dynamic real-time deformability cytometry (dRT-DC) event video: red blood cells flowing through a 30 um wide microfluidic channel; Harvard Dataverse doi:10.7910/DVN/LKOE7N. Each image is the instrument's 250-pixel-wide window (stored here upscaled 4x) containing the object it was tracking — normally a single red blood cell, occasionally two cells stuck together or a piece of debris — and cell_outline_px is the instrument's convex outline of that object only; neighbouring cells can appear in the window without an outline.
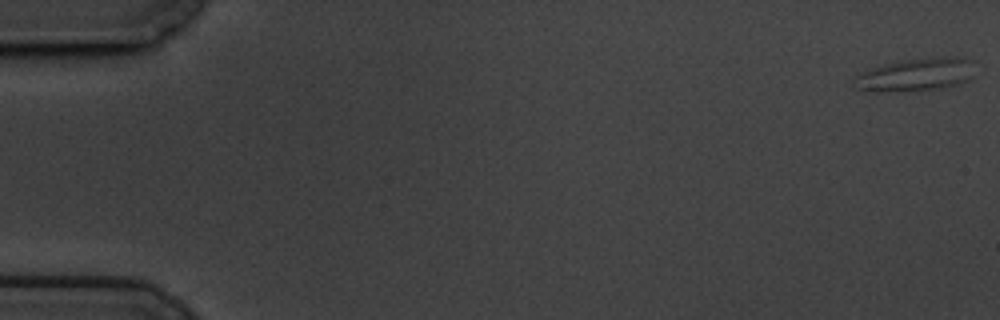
{"species": "common noctule bat (a hibernating species)", "species_latin": "Nyctalus noctula", "temperature_condition": "cold", "stored_images_in_passage": 48, "camera_frame_rate_fps": 3000, "um_per_image_px": 0.085, "animal": {"sex": "male", "body_mass_g": 19.5, "forearm_length_mm": 54.6}, "frame": {"image": 1, "passage_image": 1, "time_ms": 0.0, "image_size_px": [1000, 320], "cell_outline_px": [[972, 76], [968, 80], [956, 84], [940, 88], [876, 92], [868, 92], [856, 88], [852, 84], [856, 76], [860, 72], [868, 68], [908, 60], [936, 56], [956, 56], [964, 60]], "centroid_in_image_um": [77.68, 6.36], "position_along_channel_um": 7.3, "area_um2": 22.43}}
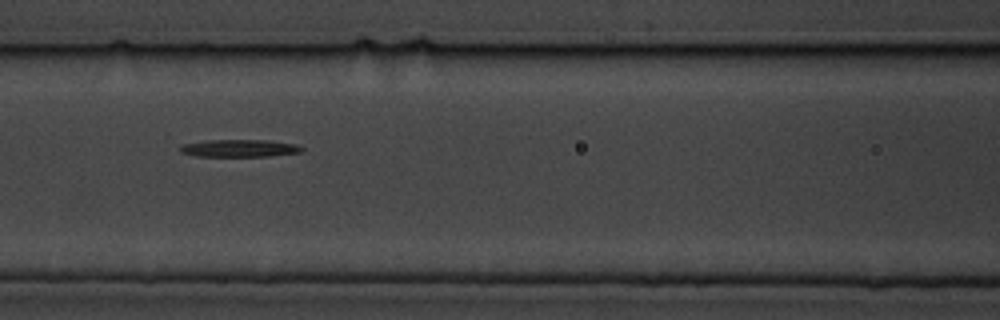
{"frame": {"image": 2, "passage_image": 27, "time_ms": 8.667, "image_size_px": [1000, 320], "cell_outline_px": [[304, 148], [300, 152], [268, 156], [196, 156], [180, 152], [180, 144], [208, 140], [268, 140], [296, 144]], "centroid_in_image_um": [20.32, 12.59], "position_along_channel_um": 146.3, "area_um2": 12.31}}
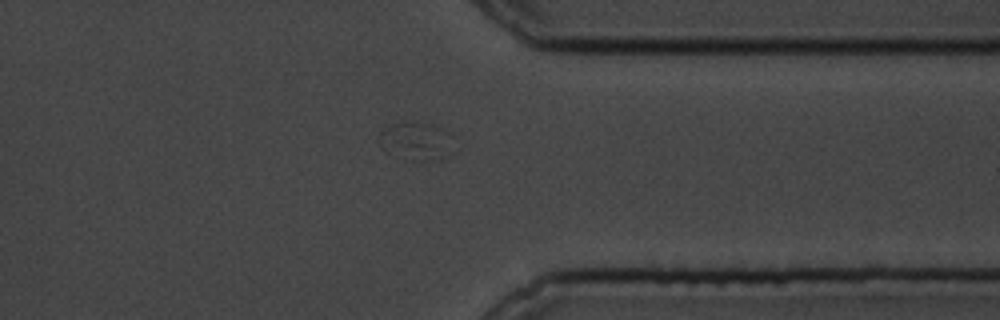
{"frame": {"image": 3, "passage_image": 48, "time_ms": 15.667, "image_size_px": [1000, 320], "cell_outline_px": [[448, 132], [412, 160], [408, 160], [384, 152], [380, 148], [376, 140], [380, 132], [384, 128], [392, 124], [408, 120], [412, 120], [428, 124], [440, 128]], "centroid_in_image_um": [34.72, 11.78], "position_along_channel_um": 376.7, "area_um2": 13.06}}